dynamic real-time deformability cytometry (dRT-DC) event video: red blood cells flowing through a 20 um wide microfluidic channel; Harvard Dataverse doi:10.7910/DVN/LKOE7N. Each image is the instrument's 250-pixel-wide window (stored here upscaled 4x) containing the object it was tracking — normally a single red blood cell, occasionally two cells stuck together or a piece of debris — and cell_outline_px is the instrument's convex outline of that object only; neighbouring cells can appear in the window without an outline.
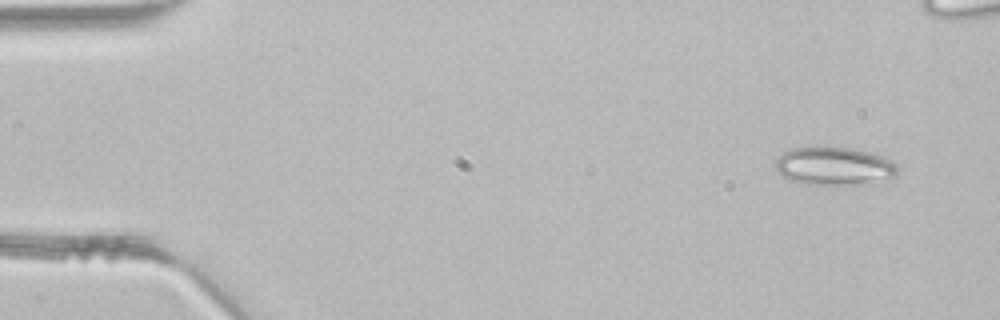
{"species": "common noctule bat (a hibernating species)", "species_latin": "Nyctalus noctula", "temperature_condition": "room temperature", "stored_images_in_passage": 4, "camera_frame_rate_fps": 3000, "um_per_image_px": 0.085, "animal": {"sex": "male", "body_mass_g": 21.5, "forearm_length_mm": 52.0}, "frame": {"image": 1, "passage_image": 1, "time_ms": 0.0, "image_size_px": [1000, 320], "cell_outline_px": [[900, 168], [896, 176], [892, 180], [856, 184], [808, 184], [792, 180], [780, 176], [776, 168], [776, 160], [784, 152], [792, 148], [848, 148], [872, 152], [892, 160]], "centroid_in_image_um": [70.99, 14.13], "position_along_channel_um": 14.0, "area_um2": 27.11}}